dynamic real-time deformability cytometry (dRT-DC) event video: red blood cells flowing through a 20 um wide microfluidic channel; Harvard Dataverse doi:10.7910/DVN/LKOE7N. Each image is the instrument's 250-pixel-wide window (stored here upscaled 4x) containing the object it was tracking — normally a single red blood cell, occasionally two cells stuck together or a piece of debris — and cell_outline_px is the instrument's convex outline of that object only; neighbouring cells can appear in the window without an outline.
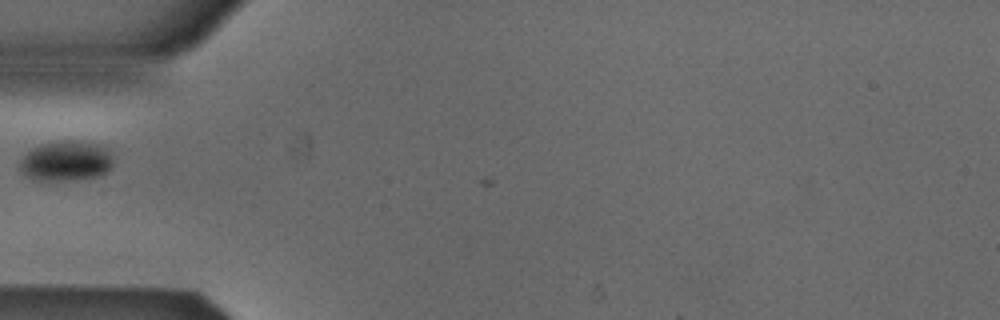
{"species": "Egyptian fruit bat (a non-hibernating species)", "species_latin": "Rousettus aegyptiacus", "temperature_condition": "cold", "stored_images_in_passage": 3, "camera_frame_rate_fps": 3000, "um_per_image_px": 0.085, "animal": {"sex": "male"}, "frame": {"image": 1, "passage_image": 2, "time_ms": 0.333, "image_size_px": [1000, 320], "cell_outline_px": [[112, 168], [100, 176], [64, 180], [32, 180], [20, 168], [20, 160], [32, 148], [40, 144], [56, 140], [80, 140], [100, 144], [108, 148], [112, 156]], "centroid_in_image_um": [5.65, 13.65], "position_along_channel_um": 79.4, "area_um2": 22.08}}